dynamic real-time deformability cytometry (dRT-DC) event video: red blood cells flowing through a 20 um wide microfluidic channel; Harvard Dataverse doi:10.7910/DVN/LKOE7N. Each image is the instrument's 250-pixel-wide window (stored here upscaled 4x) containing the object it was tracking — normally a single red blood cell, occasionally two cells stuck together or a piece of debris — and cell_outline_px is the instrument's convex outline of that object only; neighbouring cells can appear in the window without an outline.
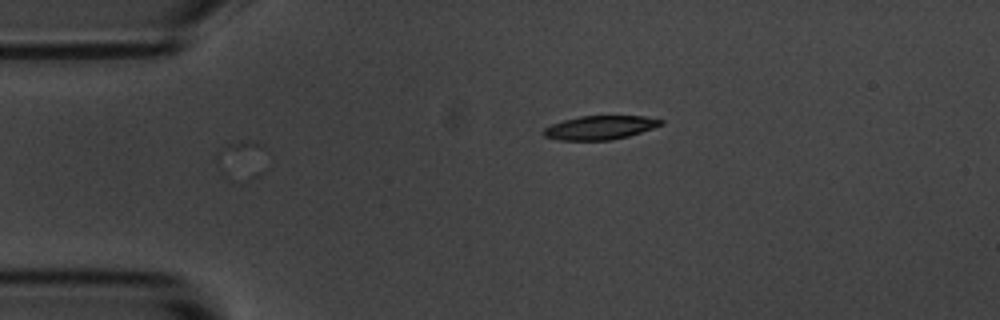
{"species": "common noctule bat (a hibernating species)", "species_latin": "Nyctalus noctula", "temperature_condition": "room temperature", "stored_images_in_passage": 16, "camera_frame_rate_fps": 3000, "um_per_image_px": 0.085, "animal": {"sex": "male", "body_mass_g": 20.1, "forearm_length_mm": 53.5}, "frame": {"image": 1, "passage_image": 16, "time_ms": 5.0, "image_size_px": [1000, 320], "cell_outline_px": [[664, 124], [628, 136], [612, 140], [556, 140], [544, 136], [540, 132], [544, 128], [552, 124], [564, 120], [580, 116], [644, 116], [664, 120]], "centroid_in_image_um": [50.97, 10.85], "position_along_channel_um": 34.0, "area_um2": 16.3}}